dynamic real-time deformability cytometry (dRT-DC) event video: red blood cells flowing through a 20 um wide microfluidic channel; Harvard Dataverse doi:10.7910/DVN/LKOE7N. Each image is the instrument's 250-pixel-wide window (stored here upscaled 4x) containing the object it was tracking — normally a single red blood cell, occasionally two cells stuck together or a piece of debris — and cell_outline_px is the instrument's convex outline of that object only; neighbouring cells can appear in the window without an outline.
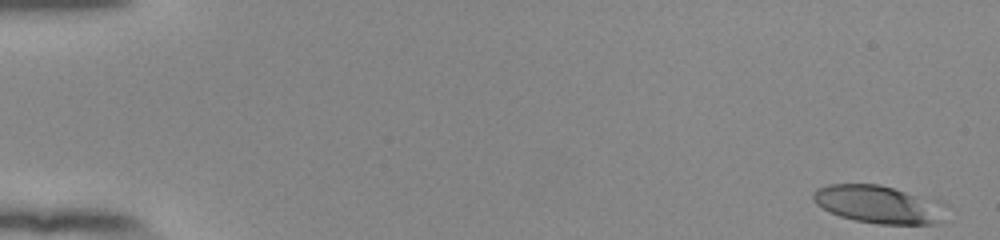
{"species": "human", "species_latin": "Homo sapiens", "temperature_condition": "room temperature", "stored_images_in_passage": 54, "camera_frame_rate_fps": 3000, "um_per_image_px": 0.085, "donor": {"sex": "female"}, "frame": {"image": 1, "passage_image": 1, "time_ms": 0.0, "image_size_px": [1000, 240], "cell_outline_px": [[944, 220], [936, 224], [880, 224], [856, 220], [840, 216], [828, 212], [816, 204], [812, 200], [812, 192], [816, 188], [828, 184], [876, 184], [932, 196], [940, 200], [944, 204]], "centroid_in_image_um": [74.72, 17.36], "position_along_channel_um": 10.3, "area_um2": 30.0}}
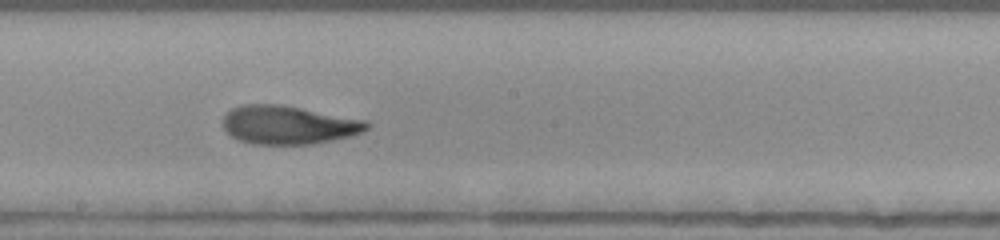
{"frame": {"image": 2, "passage_image": 31, "time_ms": 10.0, "image_size_px": [1000, 240], "cell_outline_px": [[372, 124], [368, 128], [352, 136], [312, 144], [252, 144], [240, 140], [232, 136], [224, 128], [224, 116], [232, 108], [240, 104], [280, 104], [368, 120]], "centroid_in_image_um": [24.55, 10.61], "position_along_channel_um": 223.6, "area_um2": 32.31}}
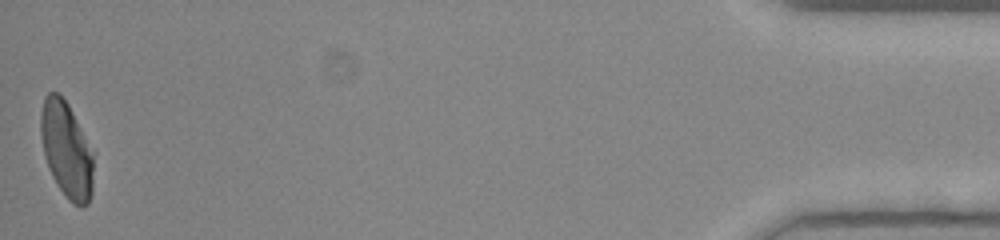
{"frame": {"image": 3, "passage_image": 54, "time_ms": 17.667, "image_size_px": [1000, 240], "cell_outline_px": [[96, 152], [92, 192], [88, 204], [80, 208], [72, 204], [68, 200], [56, 184], [48, 168], [44, 156], [40, 132], [40, 116], [44, 96], [48, 92], [56, 92], [68, 104]], "centroid_in_image_um": [5.7, 12.77], "position_along_channel_um": 429.5, "area_um2": 30.52}, "authors_computed_cell_mechanics": {"area_um2": 31.501, "velocity_mm_per_s": 3.8299, "shape_relaxation_time_tau1_ms": 9.2812, "shape_relaxation_time_tau2_ms": 1.7741, "deformation_change_tau1": 0.2904, "deformation_change_tau2": 0.0902}}